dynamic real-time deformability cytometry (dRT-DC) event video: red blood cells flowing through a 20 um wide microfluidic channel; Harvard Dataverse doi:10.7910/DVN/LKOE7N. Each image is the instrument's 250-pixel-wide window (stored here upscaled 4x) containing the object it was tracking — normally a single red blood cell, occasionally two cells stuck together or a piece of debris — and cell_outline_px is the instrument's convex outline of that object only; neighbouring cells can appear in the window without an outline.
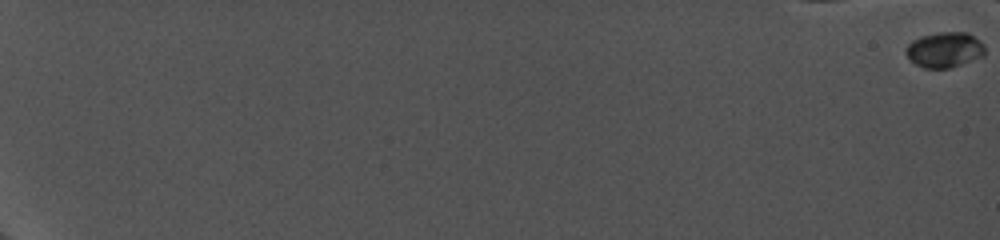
{"species": "common noctule bat (a hibernating species)", "species_latin": "Nyctalus noctula", "temperature_condition": "cold", "stored_images_in_passage": 22, "camera_frame_rate_fps": 5000, "um_per_image_px": 0.085, "animal": {"sex": "female", "body_mass_g": 19.0, "forearm_length_mm": 56.7}, "frame": {"image": 1, "passage_image": 1, "time_ms": 0.0, "image_size_px": [1000, 240], "cell_outline_px": [[984, 56], [948, 68], [924, 68], [916, 64], [904, 52], [904, 48], [912, 40], [924, 36], [940, 32], [968, 32], [980, 40], [984, 44]], "centroid_in_image_um": [80.29, 4.22], "position_along_channel_um": 4.7, "area_um2": 16.18}}
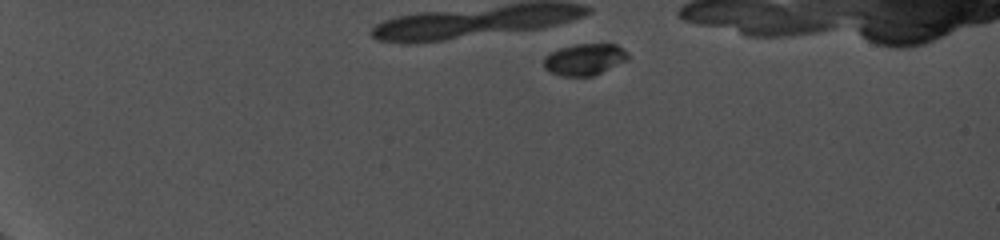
{"frame": {"image": 2, "passage_image": 12, "time_ms": 5.6, "image_size_px": [1000, 240], "cell_outline_px": [[628, 60], [592, 76], [560, 76], [544, 68], [544, 56], [560, 48], [576, 44], [616, 44], [624, 48], [628, 52]], "centroid_in_image_um": [49.7, 5.04], "position_along_channel_um": 35.3, "area_um2": 15.43}}